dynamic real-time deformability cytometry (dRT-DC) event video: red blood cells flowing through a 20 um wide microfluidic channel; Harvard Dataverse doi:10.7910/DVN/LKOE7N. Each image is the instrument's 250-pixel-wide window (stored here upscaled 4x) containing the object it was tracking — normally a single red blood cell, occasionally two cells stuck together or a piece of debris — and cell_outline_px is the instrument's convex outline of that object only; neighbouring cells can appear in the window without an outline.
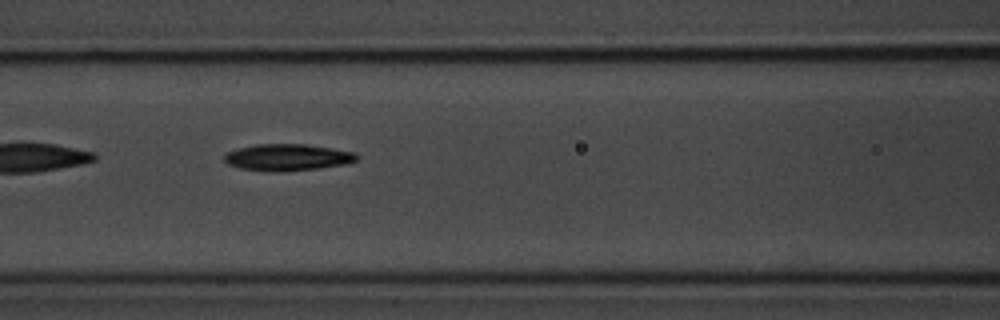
{"species": "common noctule bat (a hibernating species)", "species_latin": "Nyctalus noctula", "temperature_condition": "room temperature", "stored_images_in_passage": 7, "camera_frame_rate_fps": 3000, "um_per_image_px": 0.085, "animal": {"sex": "male", "body_mass_g": 20.1, "forearm_length_mm": 53.5}, "frame": {"image": 1, "passage_image": 4, "time_ms": 3.333, "image_size_px": [1000, 320], "cell_outline_px": [[360, 156], [356, 160], [344, 164], [320, 168], [280, 172], [240, 168], [228, 164], [224, 160], [224, 156], [228, 152], [240, 148], [256, 144], [304, 144], [356, 152]], "centroid_in_image_um": [24.46, 13.37], "position_along_channel_um": 142.1, "area_um2": 20.4}}
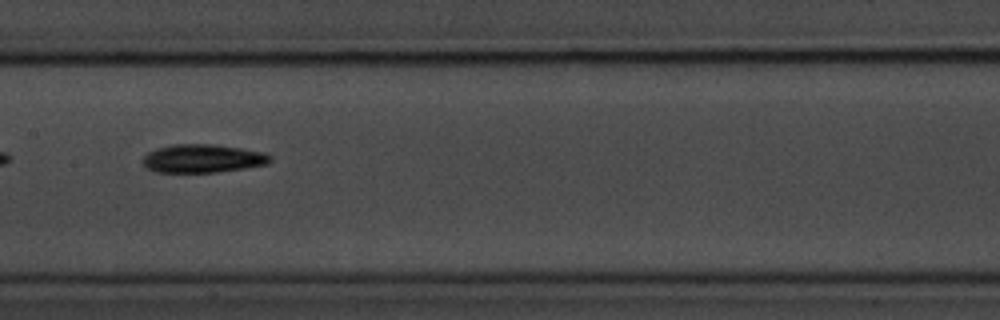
{"frame": {"image": 2, "passage_image": 5, "time_ms": 4.667, "image_size_px": [1000, 320], "cell_outline_px": [[272, 160], [268, 164], [244, 168], [216, 172], [156, 172], [148, 168], [140, 160], [148, 152], [156, 148], [172, 144], [212, 144], [240, 148], [264, 152], [272, 156]], "centroid_in_image_um": [17.22, 13.47], "position_along_channel_um": 190.2, "area_um2": 21.1}}